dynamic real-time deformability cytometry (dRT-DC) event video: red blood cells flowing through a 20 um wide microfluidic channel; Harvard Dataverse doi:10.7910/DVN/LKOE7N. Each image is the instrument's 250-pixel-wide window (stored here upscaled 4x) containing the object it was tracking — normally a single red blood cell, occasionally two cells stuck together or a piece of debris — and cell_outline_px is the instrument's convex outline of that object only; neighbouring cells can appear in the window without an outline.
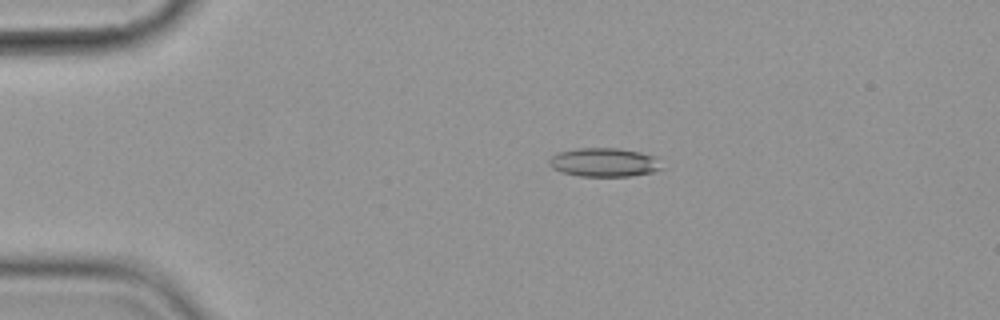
{"species": "common noctule bat (a hibernating species)", "species_latin": "Nyctalus noctula", "temperature_condition": "cold", "stored_images_in_passage": 10, "camera_frame_rate_fps": 3000, "um_per_image_px": 0.085, "animal": {"sex": "female", "body_mass_g": 19.9}, "frame": {"image": 1, "passage_image": 4, "time_ms": 3.333, "image_size_px": [1000, 320], "cell_outline_px": [[664, 168], [652, 172], [632, 176], [580, 176], [560, 172], [552, 168], [548, 164], [548, 160], [552, 156], [560, 152], [576, 148], [616, 148], [640, 152], [656, 156]], "centroid_in_image_um": [51.36, 13.8], "position_along_channel_um": 33.6, "area_um2": 19.02}}
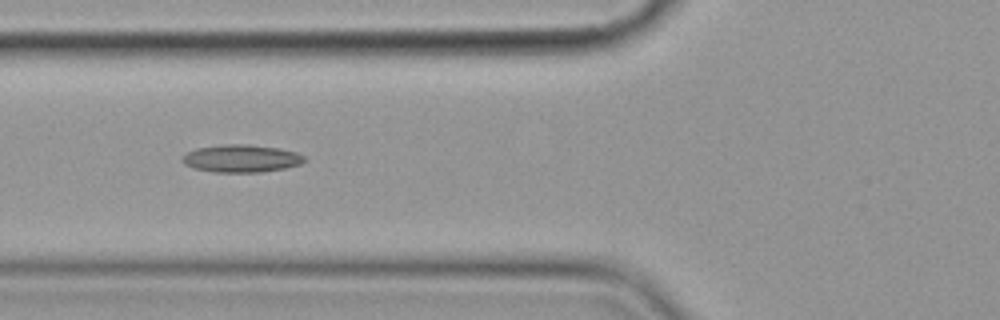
{"frame": {"image": 2, "passage_image": 7, "time_ms": 6.667, "image_size_px": [1000, 320], "cell_outline_px": [[308, 160], [300, 164], [284, 168], [260, 172], [212, 172], [192, 168], [184, 164], [180, 160], [188, 152], [196, 148], [224, 144], [248, 144], [276, 148], [296, 152], [304, 156]], "centroid_in_image_um": [20.49, 13.47], "position_along_channel_um": 105.3, "area_um2": 19.65}}
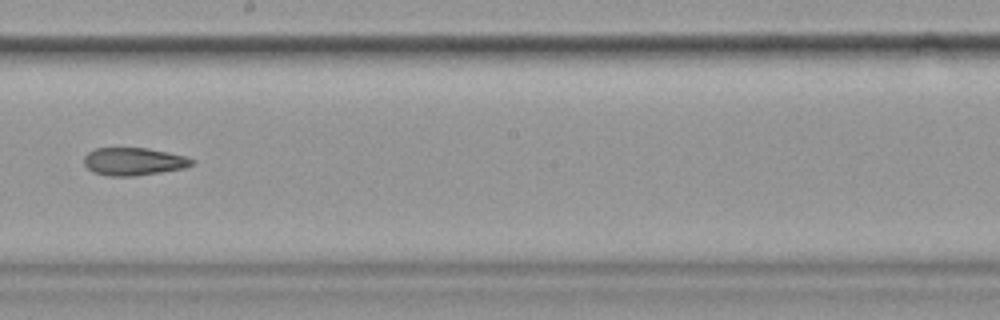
{"frame": {"image": 3, "passage_image": 10, "time_ms": 10.333, "image_size_px": [1000, 320], "cell_outline_px": [[196, 164], [184, 168], [136, 176], [108, 176], [92, 172], [84, 164], [84, 156], [88, 152], [96, 148], [148, 148], [168, 152], [184, 156], [196, 160]], "centroid_in_image_um": [11.37, 13.73], "position_along_channel_um": 236.8, "area_um2": 17.57}}